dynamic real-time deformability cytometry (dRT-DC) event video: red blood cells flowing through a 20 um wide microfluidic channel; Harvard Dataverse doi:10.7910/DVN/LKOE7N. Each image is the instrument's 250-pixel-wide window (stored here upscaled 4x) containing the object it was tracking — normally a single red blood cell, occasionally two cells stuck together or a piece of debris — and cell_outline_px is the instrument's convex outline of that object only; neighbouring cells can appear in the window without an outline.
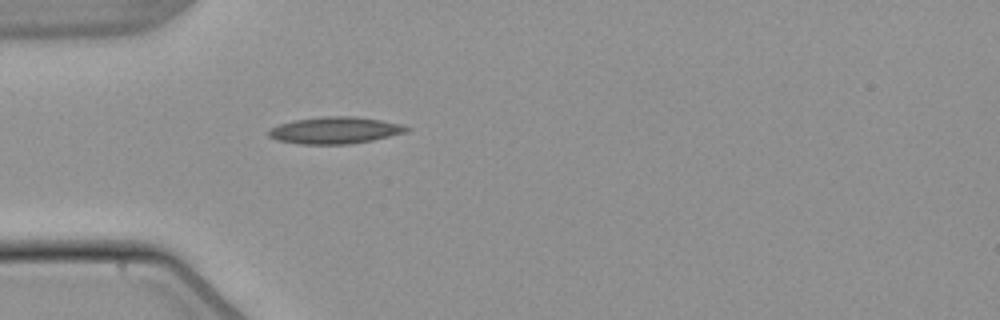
{"species": "common noctule bat (a hibernating species)", "species_latin": "Nyctalus noctula", "temperature_condition": "warm", "stored_images_in_passage": 5, "camera_frame_rate_fps": 3000, "um_per_image_px": 0.085, "animal": {"sex": "male", "body_mass_g": 21.5, "forearm_length_mm": 52.0}, "frame": {"image": 1, "passage_image": 1, "time_ms": 0.0, "image_size_px": [1000, 320], "cell_outline_px": [[408, 128], [404, 132], [372, 140], [348, 144], [300, 144], [276, 140], [268, 136], [268, 132], [272, 128], [280, 124], [296, 120], [320, 116], [356, 116], [380, 120], [400, 124]], "centroid_in_image_um": [28.42, 11.07], "position_along_channel_um": 56.6, "area_um2": 21.21}}